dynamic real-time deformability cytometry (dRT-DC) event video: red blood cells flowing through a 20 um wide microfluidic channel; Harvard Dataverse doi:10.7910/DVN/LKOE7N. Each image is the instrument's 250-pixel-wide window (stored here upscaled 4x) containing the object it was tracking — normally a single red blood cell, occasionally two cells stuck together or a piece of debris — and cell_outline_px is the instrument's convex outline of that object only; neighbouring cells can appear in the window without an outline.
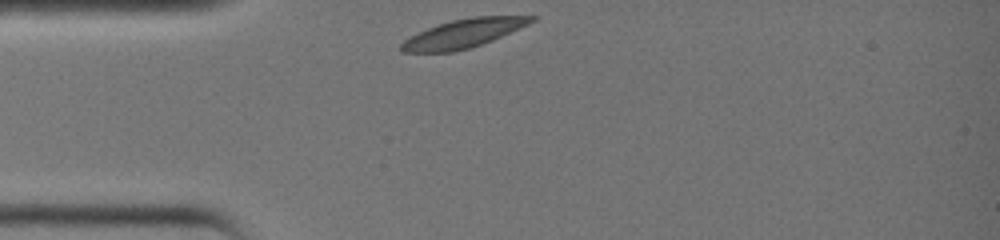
{"species": "common noctule bat (a hibernating species)", "species_latin": "Nyctalus noctula", "temperature_condition": "warm", "stored_images_in_passage": 24, "camera_frame_rate_fps": 3000, "um_per_image_px": 0.085, "animal": {"sex": "female", "body_mass_g": 19.0, "forearm_length_mm": 51.5}, "frame": {"image": 1, "passage_image": 1, "time_ms": 0.0, "image_size_px": [1000, 240], "cell_outline_px": [[540, 16], [536, 20], [528, 24], [492, 40], [468, 48], [452, 52], [400, 52], [400, 44], [404, 40], [428, 28], [452, 20], [472, 16]], "centroid_in_image_um": [39.4, 2.84], "position_along_channel_um": 45.6, "area_um2": 21.33}}
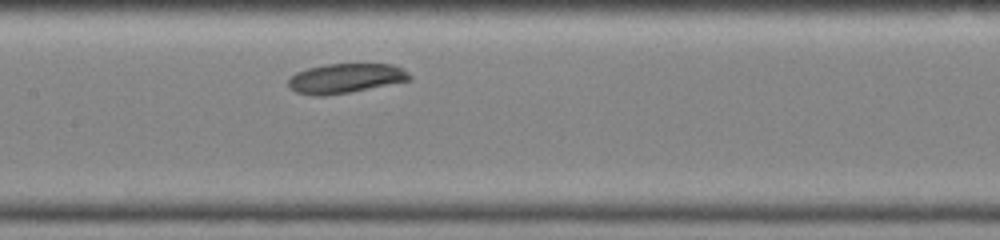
{"frame": {"image": 2, "passage_image": 10, "time_ms": 3.0, "image_size_px": [1000, 240], "cell_outline_px": [[412, 80], [352, 92], [324, 96], [312, 96], [296, 92], [288, 88], [288, 80], [296, 72], [308, 68], [324, 64], [392, 64], [404, 68], [412, 76]], "centroid_in_image_um": [29.38, 6.66], "position_along_channel_um": 178.0, "area_um2": 21.27}}
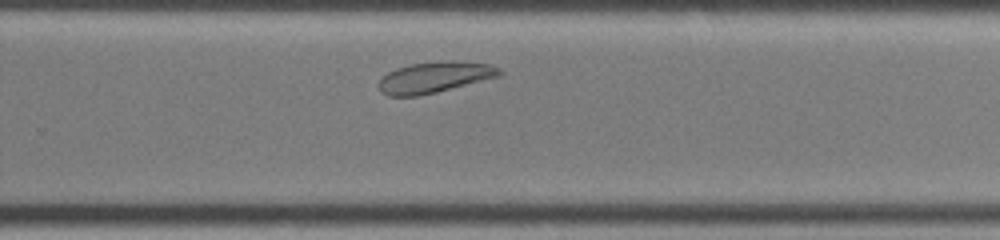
{"frame": {"image": 3, "passage_image": 17, "time_ms": 5.333, "image_size_px": [1000, 240], "cell_outline_px": [[504, 72], [500, 76], [436, 92], [416, 96], [388, 96], [380, 92], [376, 84], [388, 72], [396, 68], [412, 64], [436, 60], [460, 60], [492, 64], [500, 68]], "centroid_in_image_um": [36.96, 6.54], "position_along_channel_um": 292.8, "area_um2": 22.2}}